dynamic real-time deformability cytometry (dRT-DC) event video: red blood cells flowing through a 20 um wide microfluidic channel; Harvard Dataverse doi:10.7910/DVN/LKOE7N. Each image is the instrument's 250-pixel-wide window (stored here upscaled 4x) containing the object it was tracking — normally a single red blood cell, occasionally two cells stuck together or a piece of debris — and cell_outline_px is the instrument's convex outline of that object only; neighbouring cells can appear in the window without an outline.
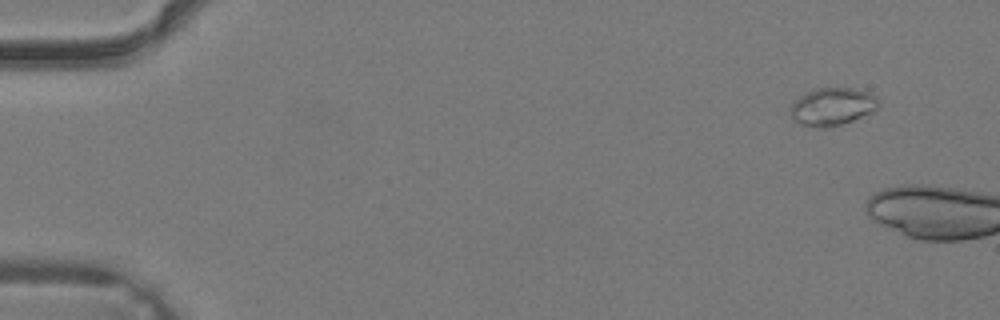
{"species": "common noctule bat (a hibernating species)", "species_latin": "Nyctalus noctula", "temperature_condition": "warm", "stored_images_in_passage": 9, "camera_frame_rate_fps": 3000, "um_per_image_px": 0.085, "animal": {"sex": "male", "body_mass_g": 19.2, "forearm_length_mm": 51.8}, "frame": {"image": 1, "passage_image": 4, "time_ms": 1.0, "image_size_px": [1000, 320], "cell_outline_px": [[880, 104], [872, 112], [832, 128], [820, 128], [800, 124], [792, 116], [792, 104], [800, 96], [816, 88], [852, 88], [868, 92], [876, 96], [880, 100]], "centroid_in_image_um": [70.79, 9.07], "position_along_channel_um": 14.2, "area_um2": 19.19}}